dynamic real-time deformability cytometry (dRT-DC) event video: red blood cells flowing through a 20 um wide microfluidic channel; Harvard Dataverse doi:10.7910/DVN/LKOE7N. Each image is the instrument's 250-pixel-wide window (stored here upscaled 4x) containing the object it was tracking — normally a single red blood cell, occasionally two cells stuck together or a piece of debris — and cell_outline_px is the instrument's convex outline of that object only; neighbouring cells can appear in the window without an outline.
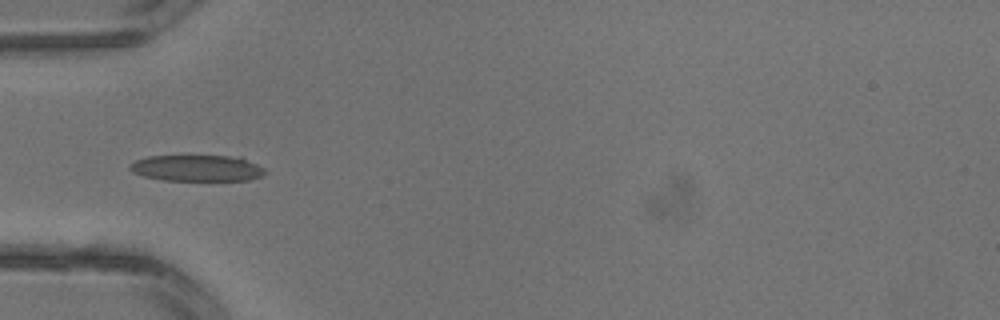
{"species": "common noctule bat (a hibernating species)", "species_latin": "Nyctalus noctula", "temperature_condition": "warm", "stored_images_in_passage": 2, "camera_frame_rate_fps": 3000, "um_per_image_px": 0.085, "animal": {"sex": "male", "body_mass_g": 13.3}, "frame": {"image": 1, "passage_image": 2, "time_ms": 0.333, "image_size_px": [1000, 320], "cell_outline_px": [[268, 172], [260, 176], [248, 180], [164, 180], [144, 176], [132, 172], [128, 168], [128, 164], [136, 160], [148, 156], [240, 156], [264, 168]], "centroid_in_image_um": [16.74, 14.28], "position_along_channel_um": 68.3, "area_um2": 20.69}}